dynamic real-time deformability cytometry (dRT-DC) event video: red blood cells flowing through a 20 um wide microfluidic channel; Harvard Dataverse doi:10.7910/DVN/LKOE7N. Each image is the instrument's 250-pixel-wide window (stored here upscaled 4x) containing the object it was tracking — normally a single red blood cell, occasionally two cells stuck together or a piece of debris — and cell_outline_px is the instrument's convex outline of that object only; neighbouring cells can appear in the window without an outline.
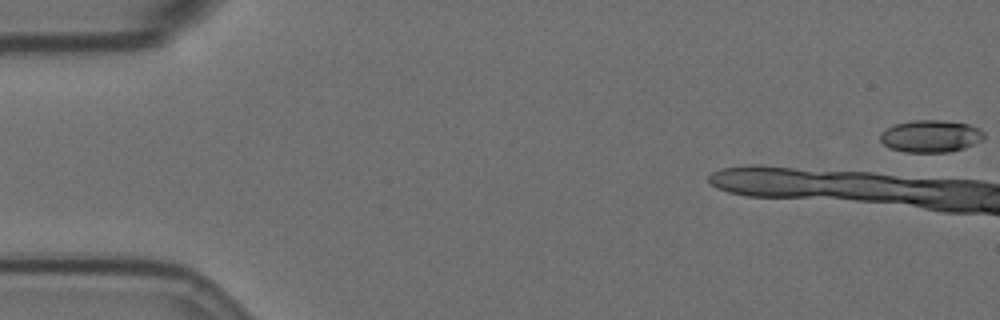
{"species": "Egyptian fruit bat (a non-hibernating species)", "species_latin": "Rousettus aegyptiacus", "temperature_condition": "room temperature", "stored_images_in_passage": 5, "camera_frame_rate_fps": 3000, "um_per_image_px": 0.085, "animal": {"sex": "female"}, "frame": {"image": 1, "passage_image": 1, "time_ms": 0.0, "image_size_px": [1000, 320], "cell_outline_px": [[984, 136], [980, 140], [964, 148], [948, 152], [904, 152], [892, 148], [884, 144], [880, 140], [880, 132], [896, 124], [912, 120], [944, 120], [968, 124], [980, 128], [984, 132]], "centroid_in_image_um": [79.11, 11.57], "position_along_channel_um": 5.9, "area_um2": 19.36}}